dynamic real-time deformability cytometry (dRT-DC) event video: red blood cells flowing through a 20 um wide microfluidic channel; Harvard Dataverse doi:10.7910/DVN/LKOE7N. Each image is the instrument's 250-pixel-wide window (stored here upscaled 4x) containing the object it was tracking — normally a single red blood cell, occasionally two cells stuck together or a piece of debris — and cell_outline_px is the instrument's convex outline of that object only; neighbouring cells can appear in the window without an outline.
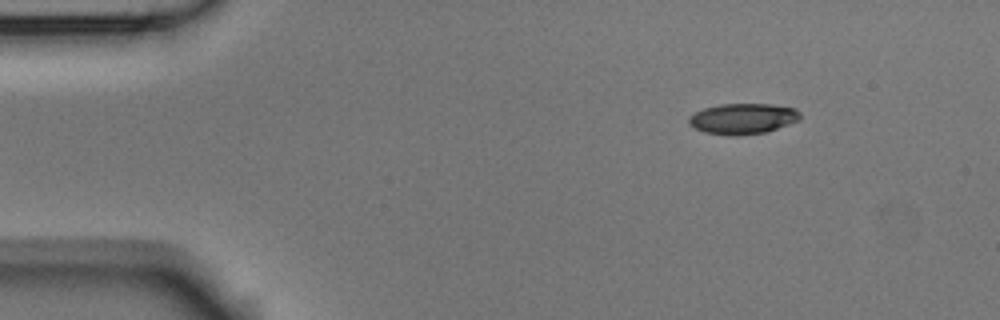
{"species": "Egyptian fruit bat (a non-hibernating species)", "species_latin": "Rousettus aegyptiacus", "temperature_condition": "room temperature", "stored_images_in_passage": 3, "camera_frame_rate_fps": 3000, "um_per_image_px": 0.085, "animal": {"sex": "male"}, "frame": {"image": 1, "passage_image": 1, "time_ms": 0.0, "image_size_px": [1000, 320], "cell_outline_px": [[800, 120], [764, 132], [736, 136], [732, 136], [704, 132], [688, 124], [688, 116], [704, 108], [720, 104], [772, 104], [796, 108], [800, 112]], "centroid_in_image_um": [63.13, 10.08], "position_along_channel_um": 21.9, "area_um2": 19.88}}